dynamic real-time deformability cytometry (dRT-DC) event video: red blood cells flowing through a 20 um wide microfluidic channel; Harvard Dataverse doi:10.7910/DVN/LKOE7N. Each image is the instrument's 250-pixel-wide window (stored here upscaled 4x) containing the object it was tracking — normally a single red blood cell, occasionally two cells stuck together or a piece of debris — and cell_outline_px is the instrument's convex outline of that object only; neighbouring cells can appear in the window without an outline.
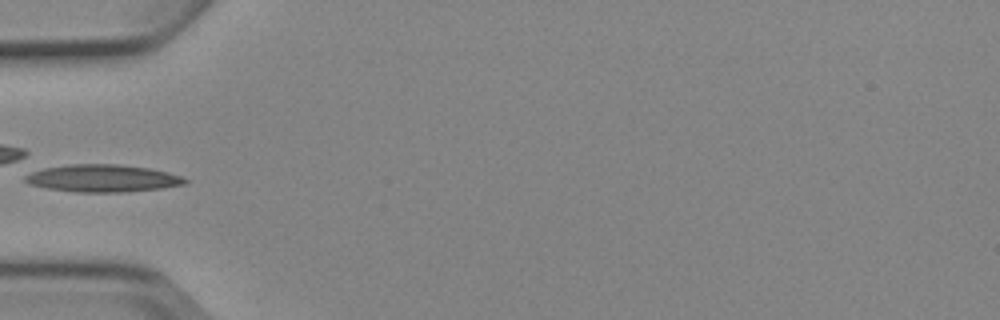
{"species": "Egyptian fruit bat (a non-hibernating species)", "species_latin": "Rousettus aegyptiacus", "temperature_condition": "cold", "stored_images_in_passage": 6, "camera_frame_rate_fps": 3000, "um_per_image_px": 0.085, "animal": {"sex": "female"}, "frame": {"image": 1, "passage_image": 5, "time_ms": 5.667, "image_size_px": [1000, 320], "cell_outline_px": [[188, 180], [184, 184], [160, 188], [124, 192], [76, 192], [48, 188], [28, 184], [24, 180], [24, 176], [32, 172], [44, 168], [72, 164], [116, 164], [148, 168], [168, 172], [180, 176]], "centroid_in_image_um": [8.7, 15.15], "position_along_channel_um": 76.3, "area_um2": 25.26}}
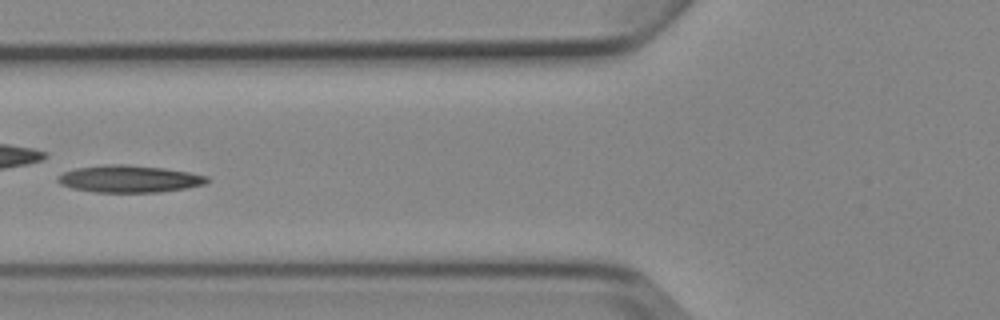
{"frame": {"image": 2, "passage_image": 6, "time_ms": 6.667, "image_size_px": [1000, 320], "cell_outline_px": [[208, 180], [204, 184], [184, 188], [160, 192], [96, 192], [72, 188], [60, 184], [56, 180], [56, 176], [64, 172], [76, 168], [108, 164], [128, 164], [164, 168], [188, 172], [208, 176]], "centroid_in_image_um": [10.95, 15.2], "position_along_channel_um": 114.9, "area_um2": 23.52}}